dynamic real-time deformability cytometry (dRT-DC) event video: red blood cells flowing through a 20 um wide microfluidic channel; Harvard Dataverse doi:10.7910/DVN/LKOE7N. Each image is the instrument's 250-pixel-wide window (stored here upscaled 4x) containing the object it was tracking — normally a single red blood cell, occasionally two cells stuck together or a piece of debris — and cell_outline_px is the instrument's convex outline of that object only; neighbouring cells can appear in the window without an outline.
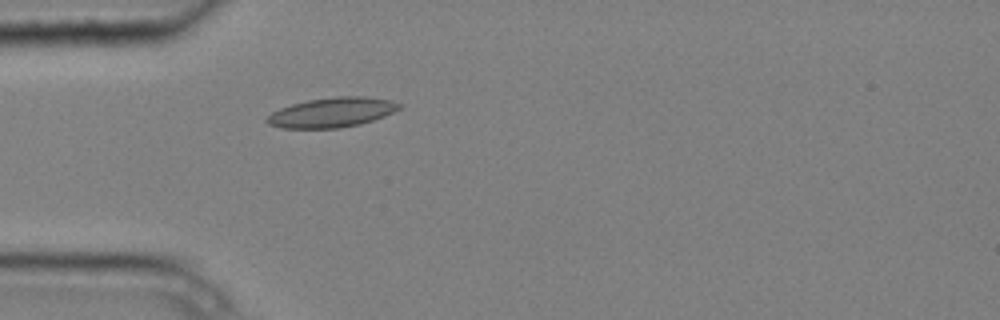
{"species": "common noctule bat (a hibernating species)", "species_latin": "Nyctalus noctula", "temperature_condition": "cold", "stored_images_in_passage": 5, "camera_frame_rate_fps": 3000, "um_per_image_px": 0.085, "animal": {"sex": "male", "body_mass_g": 20.4}, "frame": {"image": 1, "passage_image": 5, "time_ms": 1.333, "image_size_px": [1000, 320], "cell_outline_px": [[400, 108], [384, 116], [360, 124], [340, 128], [280, 128], [268, 124], [264, 120], [272, 112], [280, 108], [292, 104], [308, 100], [336, 96], [368, 96], [392, 100], [400, 104]], "centroid_in_image_um": [28.2, 9.55], "position_along_channel_um": 56.8, "area_um2": 22.95}}